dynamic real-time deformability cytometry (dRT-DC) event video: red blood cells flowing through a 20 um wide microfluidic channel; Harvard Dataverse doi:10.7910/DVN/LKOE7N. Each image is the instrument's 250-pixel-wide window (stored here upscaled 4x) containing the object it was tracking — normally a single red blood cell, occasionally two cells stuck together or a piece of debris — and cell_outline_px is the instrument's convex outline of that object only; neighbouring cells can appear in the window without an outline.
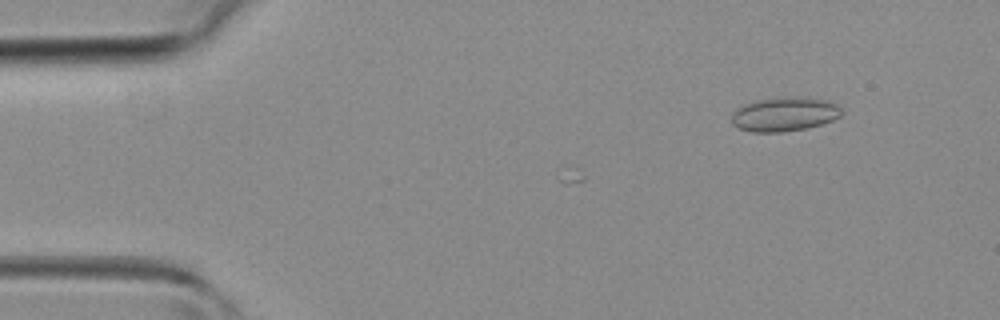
{"species": "common noctule bat (a hibernating species)", "species_latin": "Nyctalus noctula", "temperature_condition": "room temperature", "stored_images_in_passage": 9, "camera_frame_rate_fps": 3000, "um_per_image_px": 0.085, "animal": {"sex": "female", "body_mass_g": 19.3, "forearm_length_mm": 54.1}, "frame": {"image": 1, "passage_image": 9, "time_ms": 2.667, "image_size_px": [1000, 320], "cell_outline_px": [[844, 112], [840, 116], [832, 120], [808, 128], [780, 132], [752, 132], [740, 128], [732, 124], [732, 112], [736, 108], [744, 104], [756, 100], [792, 96], [828, 100], [836, 104]], "centroid_in_image_um": [66.67, 9.7], "position_along_channel_um": 18.3, "area_um2": 21.91}}